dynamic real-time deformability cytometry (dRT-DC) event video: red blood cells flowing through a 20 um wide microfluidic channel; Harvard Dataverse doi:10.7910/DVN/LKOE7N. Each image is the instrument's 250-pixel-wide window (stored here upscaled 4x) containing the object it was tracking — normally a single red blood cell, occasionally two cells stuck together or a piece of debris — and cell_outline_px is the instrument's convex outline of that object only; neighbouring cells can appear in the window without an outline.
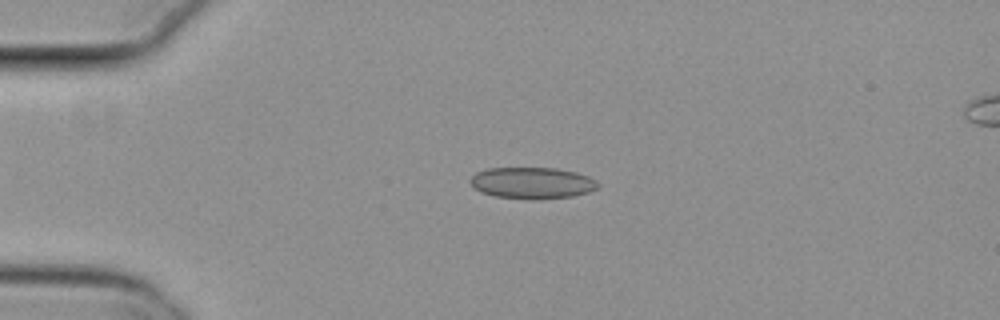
{"species": "common noctule bat (a hibernating species)", "species_latin": "Nyctalus noctula", "temperature_condition": "cold", "stored_images_in_passage": 53, "camera_frame_rate_fps": 3000, "um_per_image_px": 0.085, "animal": {"sex": "female", "body_mass_g": 29.2, "forearm_length_mm": 56.3}, "frame": {"image": 1, "passage_image": 12, "time_ms": 3.667, "image_size_px": [1000, 320], "cell_outline_px": [[600, 188], [588, 192], [572, 196], [532, 200], [528, 200], [496, 196], [480, 192], [468, 180], [476, 172], [488, 168], [556, 168], [576, 172], [588, 176], [596, 180], [600, 184]], "centroid_in_image_um": [45.26, 15.55], "position_along_channel_um": 39.7, "area_um2": 23.58}}
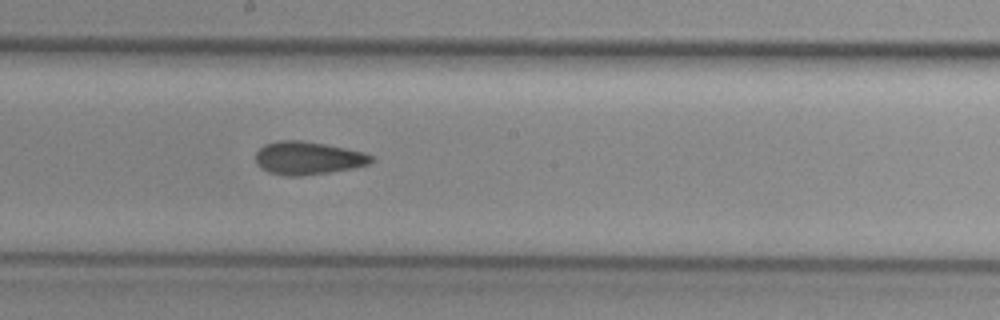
{"frame": {"image": 2, "passage_image": 29, "time_ms": 9.333, "image_size_px": [1000, 320], "cell_outline_px": [[376, 160], [368, 164], [356, 168], [300, 176], [284, 176], [268, 172], [260, 168], [256, 164], [256, 152], [264, 144], [280, 140], [300, 140], [324, 144], [364, 152], [372, 156]], "centroid_in_image_um": [26.16, 13.44], "position_along_channel_um": 222.0, "area_um2": 22.37}}
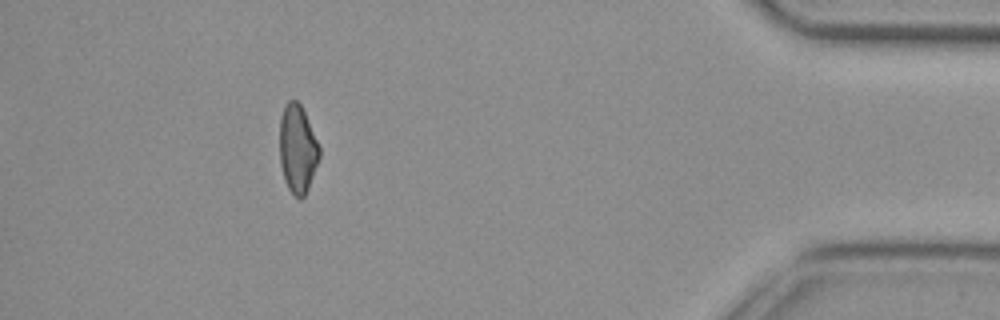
{"frame": {"image": 3, "passage_image": 48, "time_ms": 15.667, "image_size_px": [1000, 320], "cell_outline_px": [[320, 156], [308, 188], [304, 196], [300, 200], [288, 188], [284, 180], [280, 164], [280, 116], [284, 104], [288, 100], [296, 100], [300, 104], [304, 112], [320, 148]], "centroid_in_image_um": [25.27, 12.65], "position_along_channel_um": 409.9, "area_um2": 20.29}, "authors_computed_cell_mechanics": {"area_um2": 22.1374, "velocity_mm_per_s": 3.8247, "shape_relaxation_time_tau1_ms": null, "shape_relaxation_time_tau2_ms": 3.5328, "deformation_change_tau1": null, "deformation_change_tau2": 0.1107}}